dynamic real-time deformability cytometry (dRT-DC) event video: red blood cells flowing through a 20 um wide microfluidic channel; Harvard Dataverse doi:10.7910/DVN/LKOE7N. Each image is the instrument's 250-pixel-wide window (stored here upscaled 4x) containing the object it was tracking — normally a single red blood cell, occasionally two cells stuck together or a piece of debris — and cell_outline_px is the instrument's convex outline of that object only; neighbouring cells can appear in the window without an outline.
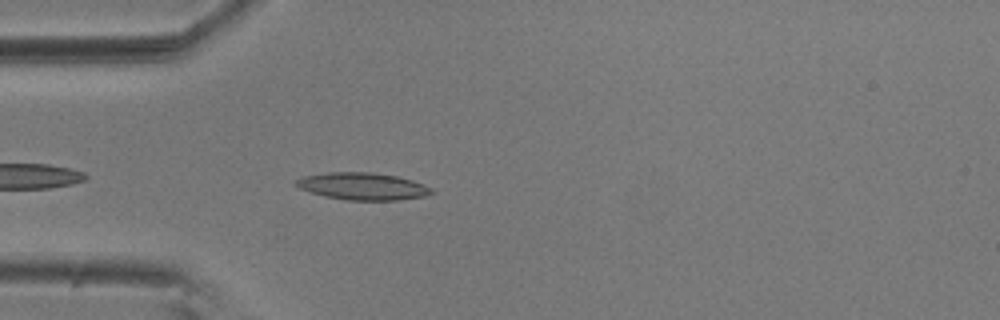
{"species": "common noctule bat (a hibernating species)", "species_latin": "Nyctalus noctula", "temperature_condition": "room temperature", "stored_images_in_passage": 37, "camera_frame_rate_fps": 3000, "um_per_image_px": 0.085, "animal": {"sex": "male", "body_mass_g": 20.5, "forearm_length_mm": 52.5}, "frame": {"image": 1, "passage_image": 4, "time_ms": 1.0, "image_size_px": [1000, 320], "cell_outline_px": [[436, 192], [424, 196], [396, 200], [348, 200], [324, 196], [300, 188], [292, 184], [292, 180], [304, 176], [328, 172], [372, 172], [396, 176], [412, 180], [424, 184], [432, 188]], "centroid_in_image_um": [30.81, 15.82], "position_along_channel_um": 54.2, "area_um2": 21.56}}
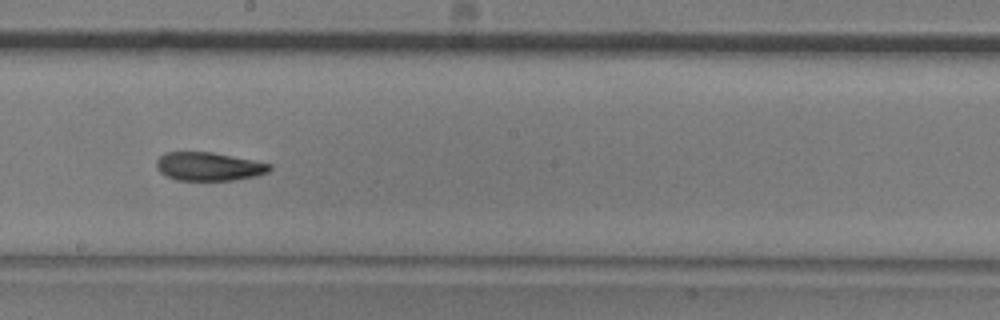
{"frame": {"image": 2, "passage_image": 19, "time_ms": 6.0, "image_size_px": [1000, 320], "cell_outline_px": [[272, 168], [268, 172], [256, 176], [232, 180], [176, 180], [160, 172], [156, 168], [156, 160], [164, 152], [212, 152], [272, 164]], "centroid_in_image_um": [17.73, 14.15], "position_along_channel_um": 230.5, "area_um2": 18.73}}
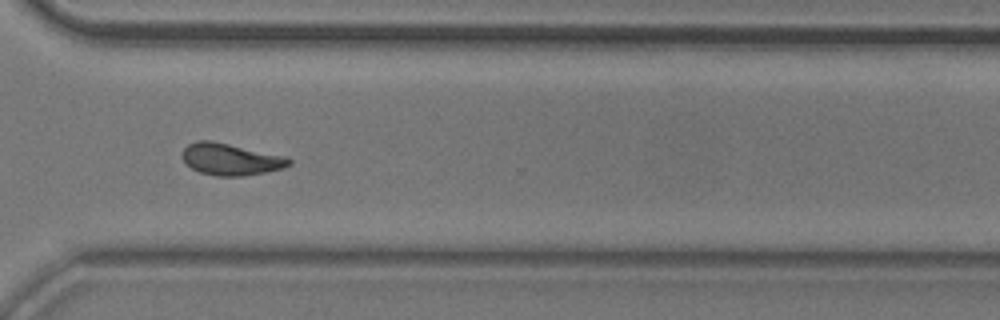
{"frame": {"image": 3, "passage_image": 29, "time_ms": 9.333, "image_size_px": [1000, 320], "cell_outline_px": [[292, 164], [284, 168], [244, 176], [216, 176], [200, 172], [192, 168], [180, 156], [184, 148], [188, 144], [196, 140], [212, 140], [288, 156], [292, 160]], "centroid_in_image_um": [19.64, 13.52], "position_along_channel_um": 351.0, "area_um2": 20.06}, "authors_computed_cell_mechanics": {"area_um2": 19.4786, "velocity_mm_per_s": 3.6299, "shape_relaxation_time_tau1_ms": 9.5022, "shape_relaxation_time_tau2_ms": 4.295, "deformation_change_tau1": 0.2244, "deformation_change_tau2": 0.1205}}